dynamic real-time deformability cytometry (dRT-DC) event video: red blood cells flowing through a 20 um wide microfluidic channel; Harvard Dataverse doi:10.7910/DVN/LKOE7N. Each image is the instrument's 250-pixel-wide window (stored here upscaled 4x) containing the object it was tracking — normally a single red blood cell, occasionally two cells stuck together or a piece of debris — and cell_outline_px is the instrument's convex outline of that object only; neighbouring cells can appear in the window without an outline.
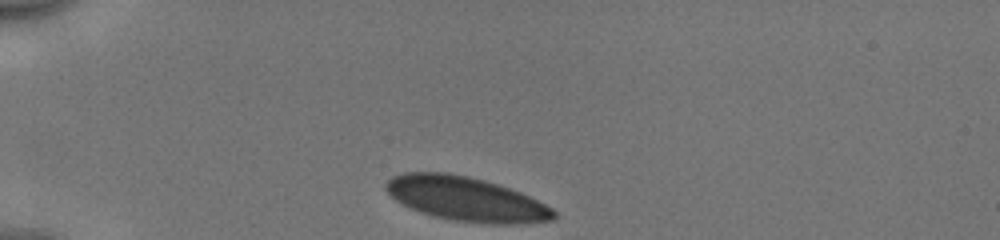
{"species": "human", "species_latin": "Homo sapiens", "temperature_condition": "cold", "stored_images_in_passage": 33, "camera_frame_rate_fps": 3000, "um_per_image_px": 0.085, "donor": {"sex": "male"}, "frame": {"image": 1, "passage_image": 1, "time_ms": 0.0, "image_size_px": [1000, 240], "cell_outline_px": [[556, 216], [552, 220], [516, 224], [492, 224], [452, 220], [432, 216], [420, 212], [396, 200], [384, 188], [384, 184], [392, 176], [404, 172], [448, 172], [468, 176], [484, 180], [520, 192], [552, 208], [556, 212]], "centroid_in_image_um": [39.59, 16.91], "position_along_channel_um": 45.4, "area_um2": 43.06}}
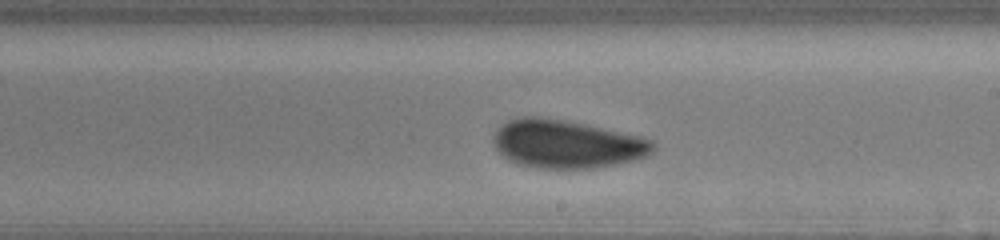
{"frame": {"image": 2, "passage_image": 19, "time_ms": 6.0, "image_size_px": [1000, 240], "cell_outline_px": [[656, 148], [648, 156], [636, 160], [596, 168], [536, 168], [516, 164], [508, 160], [496, 148], [492, 140], [492, 136], [496, 128], [500, 124], [508, 120], [520, 116], [540, 116], [588, 124], [640, 136], [652, 140], [656, 144]], "centroid_in_image_um": [48.16, 12.23], "position_along_channel_um": 240.8, "area_um2": 45.55}}
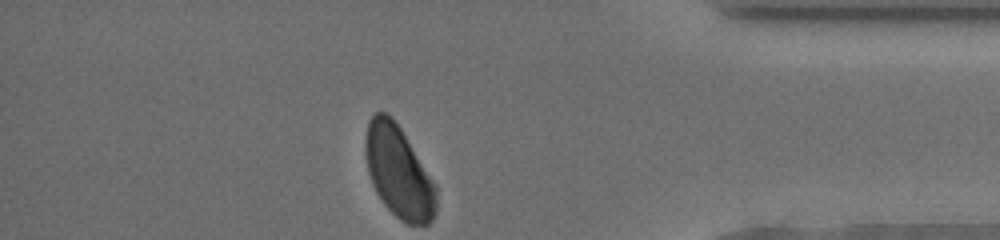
{"frame": {"image": 3, "passage_image": 33, "time_ms": 10.667, "image_size_px": [1000, 240], "cell_outline_px": [[436, 212], [432, 220], [428, 224], [408, 224], [400, 220], [384, 204], [376, 192], [372, 184], [368, 172], [364, 152], [364, 136], [368, 120], [376, 112], [384, 112], [392, 116], [400, 128], [436, 184]], "centroid_in_image_um": [33.86, 14.6], "position_along_channel_um": 401.3, "area_um2": 37.97}, "authors_computed_cell_mechanics": {"area_um2": 44.0436, "velocity_mm_per_s": 3.9242, "shape_relaxation_time_tau1_ms": 7.8653, "shape_relaxation_time_tau2_ms": null, "deformation_change_tau1": 0.1157, "deformation_change_tau2": null}}